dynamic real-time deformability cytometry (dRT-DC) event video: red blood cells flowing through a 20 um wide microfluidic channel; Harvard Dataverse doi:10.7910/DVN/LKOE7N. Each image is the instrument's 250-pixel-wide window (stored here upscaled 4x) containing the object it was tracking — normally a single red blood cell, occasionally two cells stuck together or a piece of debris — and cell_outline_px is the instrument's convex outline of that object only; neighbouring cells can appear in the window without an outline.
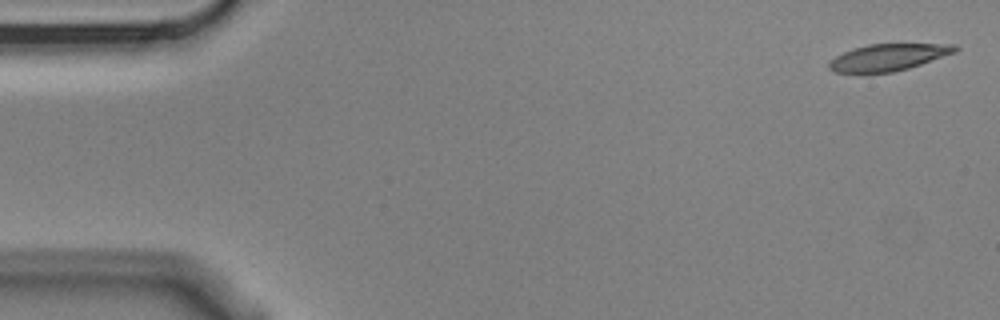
{"species": "Egyptian fruit bat (a non-hibernating species)", "species_latin": "Rousettus aegyptiacus", "temperature_condition": "cold", "stored_images_in_passage": 4, "camera_frame_rate_fps": 3000, "um_per_image_px": 0.085, "animal": {"sex": "male"}, "frame": {"image": 1, "passage_image": 1, "time_ms": 0.0, "image_size_px": [1000, 320], "cell_outline_px": [[960, 48], [956, 52], [908, 68], [892, 72], [832, 72], [828, 68], [828, 60], [844, 52], [868, 44], [956, 44]], "centroid_in_image_um": [75.5, 4.86], "position_along_channel_um": 9.5, "area_um2": 19.48}}
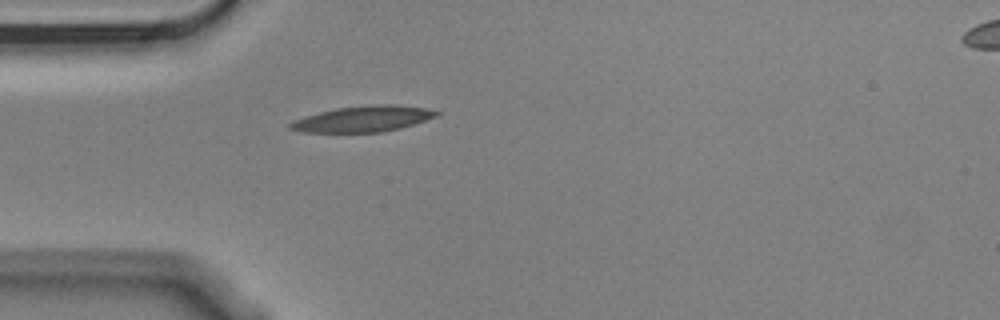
{"frame": {"image": 2, "passage_image": 4, "time_ms": 1.0, "image_size_px": [1000, 320], "cell_outline_px": [[444, 112], [440, 116], [400, 128], [380, 132], [300, 132], [288, 128], [288, 124], [292, 120], [304, 116], [336, 108], [376, 104], [396, 104], [424, 108]], "centroid_in_image_um": [30.88, 10.1], "position_along_channel_um": 54.1, "area_um2": 22.25}}